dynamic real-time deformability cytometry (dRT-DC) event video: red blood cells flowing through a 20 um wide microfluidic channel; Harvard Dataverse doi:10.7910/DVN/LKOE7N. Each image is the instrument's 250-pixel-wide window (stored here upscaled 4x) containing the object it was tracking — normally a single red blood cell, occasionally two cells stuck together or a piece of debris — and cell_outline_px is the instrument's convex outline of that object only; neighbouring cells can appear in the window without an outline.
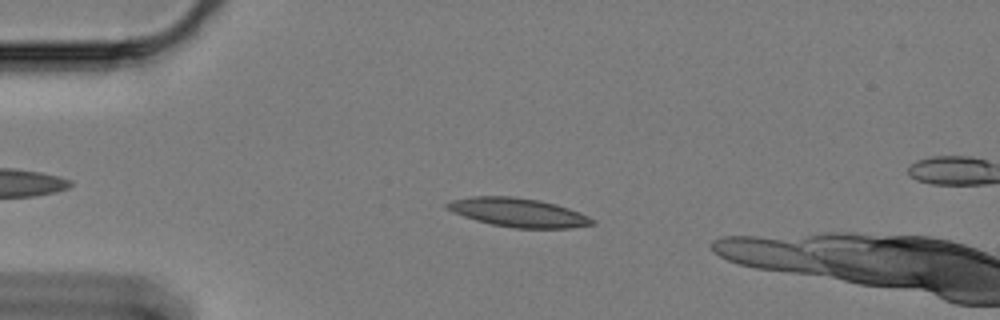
{"species": "Egyptian fruit bat (a non-hibernating species)", "species_latin": "Rousettus aegyptiacus", "temperature_condition": "cold", "stored_images_in_passage": 46, "camera_frame_rate_fps": 3000, "um_per_image_px": 0.085, "animal": {"sex": "female"}, "frame": {"image": 1, "passage_image": 6, "time_ms": 1.667, "image_size_px": [1000, 320], "cell_outline_px": [[596, 224], [572, 228], [516, 228], [492, 224], [476, 220], [452, 212], [444, 204], [452, 200], [472, 196], [512, 196], [540, 200], [556, 204], [580, 212], [596, 220]], "centroid_in_image_um": [44.09, 18.06], "position_along_channel_um": 40.9, "area_um2": 24.39}}
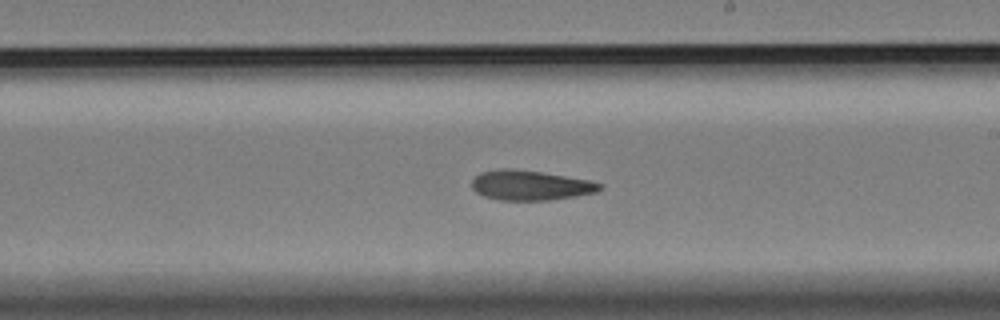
{"frame": {"image": 2, "passage_image": 27, "time_ms": 8.667, "image_size_px": [1000, 320], "cell_outline_px": [[604, 188], [596, 192], [576, 196], [548, 200], [500, 200], [484, 196], [476, 192], [472, 188], [472, 180], [480, 172], [504, 168], [508, 168], [540, 172], [588, 180], [604, 184]], "centroid_in_image_um": [45.09, 15.75], "position_along_channel_um": 243.9, "area_um2": 22.14}}
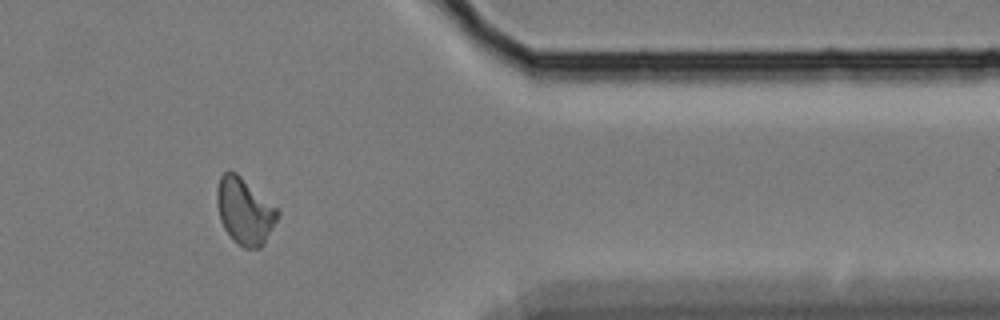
{"frame": {"image": 3, "passage_image": 42, "time_ms": 13.667, "image_size_px": [1000, 320], "cell_outline_px": [[280, 216], [264, 244], [260, 248], [244, 248], [232, 240], [224, 228], [220, 220], [216, 204], [216, 188], [220, 176], [228, 168], [236, 172], [276, 208], [280, 212]], "centroid_in_image_um": [20.77, 17.95], "position_along_channel_um": 390.6, "area_um2": 23.64}}